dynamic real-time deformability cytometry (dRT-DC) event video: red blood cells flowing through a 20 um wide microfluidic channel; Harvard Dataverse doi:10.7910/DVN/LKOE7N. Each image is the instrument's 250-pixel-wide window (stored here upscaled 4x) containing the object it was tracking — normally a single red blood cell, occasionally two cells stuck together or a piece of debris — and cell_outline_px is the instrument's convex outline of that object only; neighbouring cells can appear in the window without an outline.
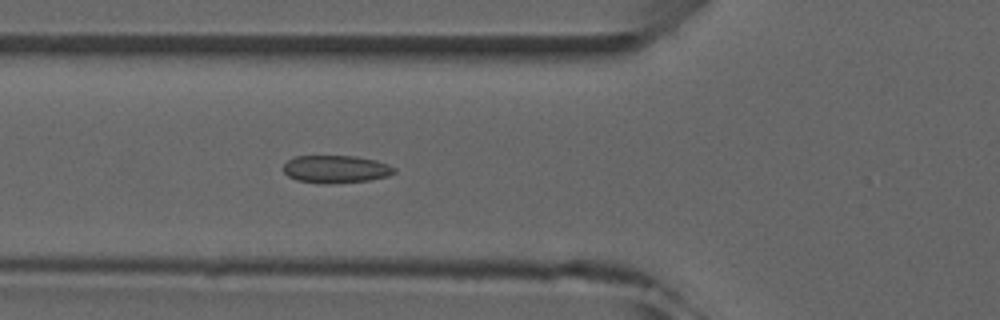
{"species": "common noctule bat (a hibernating species)", "species_latin": "Nyctalus noctula", "temperature_condition": "room temperature", "stored_images_in_passage": 4, "camera_frame_rate_fps": 3000, "um_per_image_px": 0.085, "animal": {"sex": "male", "forearm_length_mm": 52.5}, "frame": {"image": 1, "passage_image": 4, "time_ms": 4.333, "image_size_px": [1000, 320], "cell_outline_px": [[396, 172], [388, 176], [368, 180], [328, 184], [324, 184], [296, 180], [288, 176], [284, 172], [284, 164], [288, 160], [296, 156], [356, 156], [376, 160], [388, 164], [396, 168]], "centroid_in_image_um": [28.56, 14.38], "position_along_channel_um": 97.2, "area_um2": 17.92}}